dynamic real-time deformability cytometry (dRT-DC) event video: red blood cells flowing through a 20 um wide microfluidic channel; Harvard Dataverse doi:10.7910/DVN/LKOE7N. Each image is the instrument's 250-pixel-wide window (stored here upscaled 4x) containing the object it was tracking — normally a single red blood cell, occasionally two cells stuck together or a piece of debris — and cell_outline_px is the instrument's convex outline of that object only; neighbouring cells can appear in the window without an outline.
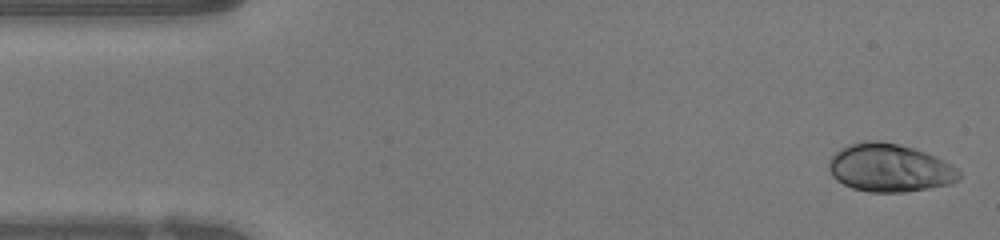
{"species": "human", "species_latin": "Homo sapiens", "temperature_condition": "warm", "stored_images_in_passage": 46, "camera_frame_rate_fps": 3000, "um_per_image_px": 0.085, "donor": {"sex": "female"}, "frame": {"image": 1, "passage_image": 1, "time_ms": 0.0, "image_size_px": [1000, 240], "cell_outline_px": [[960, 176], [952, 184], [904, 192], [868, 192], [852, 188], [836, 180], [832, 176], [828, 168], [828, 160], [840, 148], [848, 144], [864, 140], [880, 140], [912, 148], [936, 156], [960, 168]], "centroid_in_image_um": [75.61, 14.26], "position_along_channel_um": 9.4, "area_um2": 36.76}}
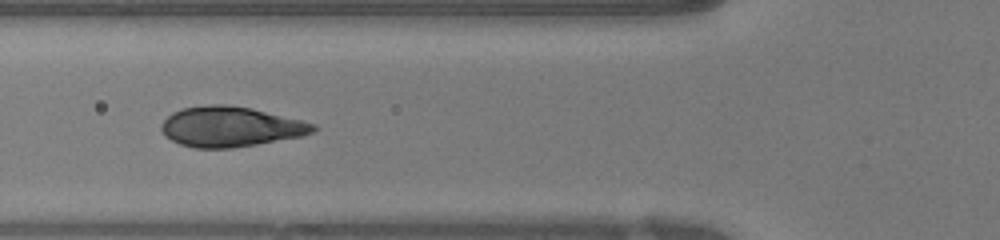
{"frame": {"image": 2, "passage_image": 16, "time_ms": 5.0, "image_size_px": [1000, 240], "cell_outline_px": [[320, 128], [304, 136], [232, 148], [196, 148], [180, 144], [164, 136], [160, 128], [160, 124], [172, 112], [184, 108], [212, 104], [228, 104], [252, 108], [316, 124]], "centroid_in_image_um": [19.59, 10.77], "position_along_channel_um": 106.2, "area_um2": 35.6}}
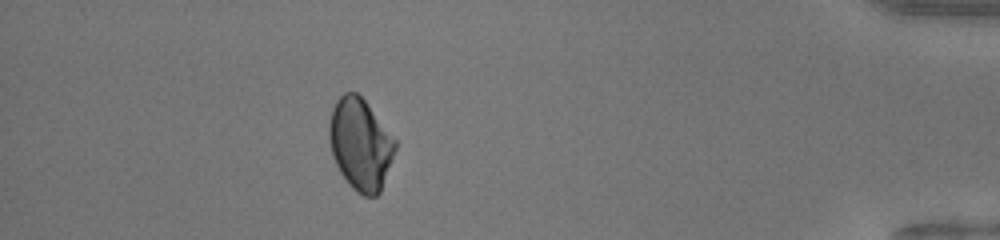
{"frame": {"image": 3, "passage_image": 41, "time_ms": 13.333, "image_size_px": [1000, 240], "cell_outline_px": [[396, 148], [380, 192], [376, 196], [364, 196], [356, 192], [348, 184], [340, 172], [332, 156], [328, 140], [328, 124], [332, 108], [336, 100], [344, 92], [356, 92], [368, 104], [396, 140]], "centroid_in_image_um": [30.6, 12.25], "position_along_channel_um": 404.6, "area_um2": 35.32}, "authors_computed_cell_mechanics": {"area_um2": 35.2291, "velocity_mm_per_s": 4.269, "shape_relaxation_time_tau1_ms": 4.1035, "shape_relaxation_time_tau2_ms": null, "deformation_change_tau1": 0.1857, "deformation_change_tau2": null}}